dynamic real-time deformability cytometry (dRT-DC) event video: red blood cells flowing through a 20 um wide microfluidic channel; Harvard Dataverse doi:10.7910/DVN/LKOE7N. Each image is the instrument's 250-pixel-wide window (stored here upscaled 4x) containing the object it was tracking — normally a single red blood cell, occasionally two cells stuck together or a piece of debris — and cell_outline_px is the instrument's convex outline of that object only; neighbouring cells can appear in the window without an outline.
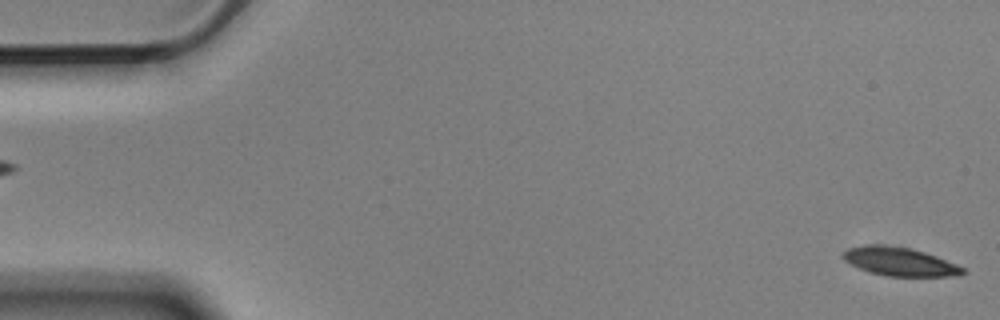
{"species": "Egyptian fruit bat (a non-hibernating species)", "species_latin": "Rousettus aegyptiacus", "temperature_condition": "cold", "stored_images_in_passage": 5, "segment_of_instrument_passage": [2, 2], "camera_frame_rate_fps": 3000, "um_per_image_px": 0.085, "animal": {"sex": "male"}, "frame": {"image": 1, "passage_image": 5, "time_ms": 1.333, "image_size_px": [1000, 320], "cell_outline_px": [[964, 272], [956, 276], [888, 276], [868, 272], [844, 260], [840, 256], [848, 248], [868, 244], [884, 244], [912, 248], [936, 256], [956, 264], [964, 268]], "centroid_in_image_um": [76.44, 22.22], "position_along_channel_um": 8.6, "area_um2": 19.88}}